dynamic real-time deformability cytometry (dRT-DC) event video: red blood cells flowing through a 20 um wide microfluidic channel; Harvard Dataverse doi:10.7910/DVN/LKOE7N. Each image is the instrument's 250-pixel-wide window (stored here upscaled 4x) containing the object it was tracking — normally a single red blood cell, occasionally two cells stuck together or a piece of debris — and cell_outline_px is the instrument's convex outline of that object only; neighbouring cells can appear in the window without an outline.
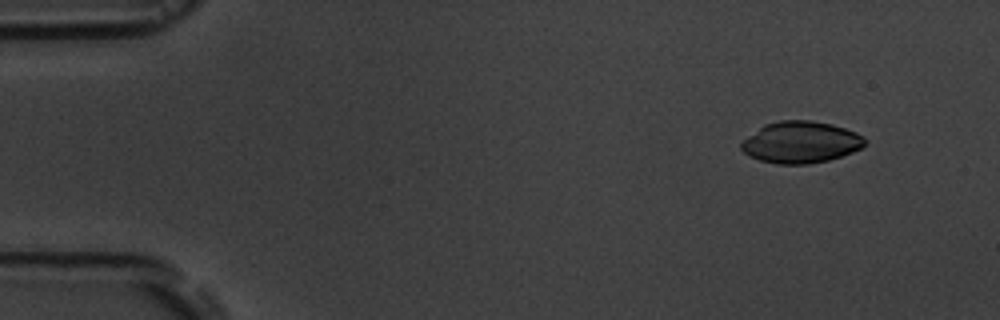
{"species": "common noctule bat (a hibernating species)", "species_latin": "Nyctalus noctula", "temperature_condition": "room temperature", "stored_images_in_passage": 5, "camera_frame_rate_fps": 3000, "um_per_image_px": 0.085, "animal": {"sex": "male", "body_mass_g": 19.5, "forearm_length_mm": 54.6}, "frame": {"image": 1, "passage_image": 2, "time_ms": 1.0, "image_size_px": [1000, 320], "cell_outline_px": [[868, 144], [852, 152], [828, 160], [808, 164], [776, 164], [760, 160], [748, 156], [740, 148], [740, 144], [748, 136], [764, 124], [780, 120], [812, 120], [832, 124], [856, 132], [864, 136], [868, 140]], "centroid_in_image_um": [68.08, 12.08], "position_along_channel_um": 16.9, "area_um2": 30.17}}